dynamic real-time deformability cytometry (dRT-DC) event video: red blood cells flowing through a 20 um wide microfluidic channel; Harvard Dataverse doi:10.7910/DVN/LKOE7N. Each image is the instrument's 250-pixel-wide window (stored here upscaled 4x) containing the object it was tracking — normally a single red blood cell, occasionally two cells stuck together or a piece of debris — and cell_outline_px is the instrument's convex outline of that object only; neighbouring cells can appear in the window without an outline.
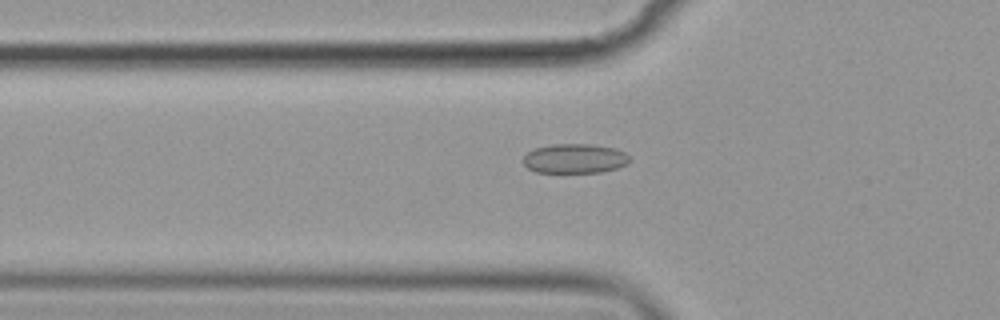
{"species": "common noctule bat (a hibernating species)", "species_latin": "Nyctalus noctula", "temperature_condition": "cold", "stored_images_in_passage": 48, "camera_frame_rate_fps": 3000, "um_per_image_px": 0.085, "animal": {"sex": "female", "body_mass_g": 19.9}, "frame": {"image": 1, "passage_image": 11, "time_ms": 3.333, "image_size_px": [1000, 320], "cell_outline_px": [[628, 164], [616, 168], [600, 172], [536, 172], [528, 168], [524, 164], [524, 156], [528, 152], [536, 148], [552, 144], [592, 144], [616, 148], [624, 152], [628, 156]], "centroid_in_image_um": [48.86, 13.47], "position_along_channel_um": 76.9, "area_um2": 18.15}}
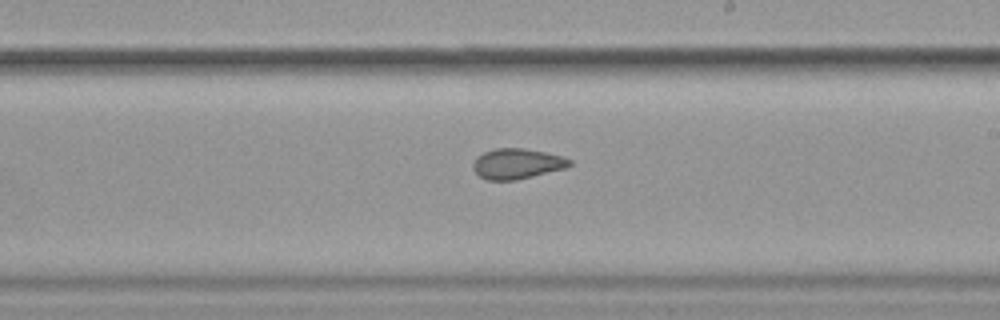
{"frame": {"image": 2, "passage_image": 25, "time_ms": 8.0, "image_size_px": [1000, 320], "cell_outline_px": [[572, 164], [564, 168], [516, 180], [488, 180], [480, 176], [472, 168], [472, 164], [476, 156], [484, 152], [496, 148], [524, 148], [544, 152], [560, 156], [572, 160]], "centroid_in_image_um": [43.91, 13.91], "position_along_channel_um": 245.1, "area_um2": 16.94}}
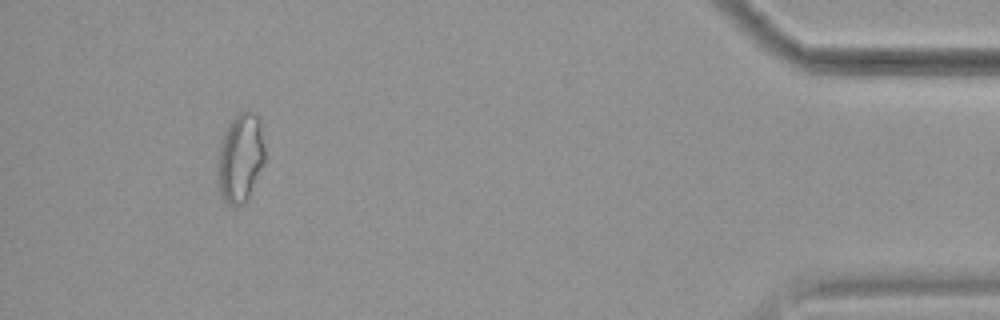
{"frame": {"image": 3, "passage_image": 44, "time_ms": 14.333, "image_size_px": [1000, 320], "cell_outline_px": [[264, 164], [248, 200], [240, 204], [228, 204], [220, 196], [216, 180], [216, 160], [220, 144], [224, 132], [228, 124], [240, 112], [248, 108], [256, 112], [260, 116], [264, 148]], "centroid_in_image_um": [20.42, 13.4], "position_along_channel_um": 414.8, "area_um2": 25.26}, "authors_computed_cell_mechanics": {"area_um2": 18.4093, "velocity_mm_per_s": 3.5999, "shape_relaxation_time_tau1_ms": null, "shape_relaxation_time_tau2_ms": 2.6387, "deformation_change_tau1": null, "deformation_change_tau2": 0.0743}}